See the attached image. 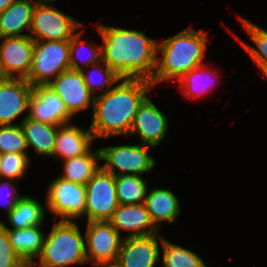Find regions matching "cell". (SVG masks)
<instances>
[{
  "label": "cell",
  "mask_w": 267,
  "mask_h": 267,
  "mask_svg": "<svg viewBox=\"0 0 267 267\" xmlns=\"http://www.w3.org/2000/svg\"><path fill=\"white\" fill-rule=\"evenodd\" d=\"M109 222L121 234L129 232L126 236H146L159 233V229L151 221L149 213L141 204H119L113 212Z\"/></svg>",
  "instance_id": "obj_17"
},
{
  "label": "cell",
  "mask_w": 267,
  "mask_h": 267,
  "mask_svg": "<svg viewBox=\"0 0 267 267\" xmlns=\"http://www.w3.org/2000/svg\"><path fill=\"white\" fill-rule=\"evenodd\" d=\"M47 85L58 94L73 117L90 105L94 107L95 96L86 86L80 70L67 69Z\"/></svg>",
  "instance_id": "obj_12"
},
{
  "label": "cell",
  "mask_w": 267,
  "mask_h": 267,
  "mask_svg": "<svg viewBox=\"0 0 267 267\" xmlns=\"http://www.w3.org/2000/svg\"><path fill=\"white\" fill-rule=\"evenodd\" d=\"M148 191L144 205L154 225L160 230L162 221L170 224L177 222L181 209L179 198L174 192L170 188H153Z\"/></svg>",
  "instance_id": "obj_20"
},
{
  "label": "cell",
  "mask_w": 267,
  "mask_h": 267,
  "mask_svg": "<svg viewBox=\"0 0 267 267\" xmlns=\"http://www.w3.org/2000/svg\"><path fill=\"white\" fill-rule=\"evenodd\" d=\"M82 33V31L75 33L70 40V69L73 70H82L85 67L97 64L102 61V45L97 46L93 42L90 43L86 40L81 41L80 37ZM85 50L89 52L84 54ZM80 61L81 63H79Z\"/></svg>",
  "instance_id": "obj_27"
},
{
  "label": "cell",
  "mask_w": 267,
  "mask_h": 267,
  "mask_svg": "<svg viewBox=\"0 0 267 267\" xmlns=\"http://www.w3.org/2000/svg\"><path fill=\"white\" fill-rule=\"evenodd\" d=\"M37 265H38V267H48V266H45V265L40 264L37 261L35 262V260H24L21 263L20 267H35Z\"/></svg>",
  "instance_id": "obj_35"
},
{
  "label": "cell",
  "mask_w": 267,
  "mask_h": 267,
  "mask_svg": "<svg viewBox=\"0 0 267 267\" xmlns=\"http://www.w3.org/2000/svg\"><path fill=\"white\" fill-rule=\"evenodd\" d=\"M80 71L86 86L94 96H96L98 89L102 92V94L106 93L121 79V77L115 73L103 60L97 64L85 67ZM95 76H97L99 79L95 78ZM105 87L106 89H104Z\"/></svg>",
  "instance_id": "obj_29"
},
{
  "label": "cell",
  "mask_w": 267,
  "mask_h": 267,
  "mask_svg": "<svg viewBox=\"0 0 267 267\" xmlns=\"http://www.w3.org/2000/svg\"><path fill=\"white\" fill-rule=\"evenodd\" d=\"M258 69L263 74V76H265V78L267 79V65L266 66H259Z\"/></svg>",
  "instance_id": "obj_38"
},
{
  "label": "cell",
  "mask_w": 267,
  "mask_h": 267,
  "mask_svg": "<svg viewBox=\"0 0 267 267\" xmlns=\"http://www.w3.org/2000/svg\"><path fill=\"white\" fill-rule=\"evenodd\" d=\"M0 40V67L4 76L26 79L32 66L35 40L29 35L3 37Z\"/></svg>",
  "instance_id": "obj_11"
},
{
  "label": "cell",
  "mask_w": 267,
  "mask_h": 267,
  "mask_svg": "<svg viewBox=\"0 0 267 267\" xmlns=\"http://www.w3.org/2000/svg\"><path fill=\"white\" fill-rule=\"evenodd\" d=\"M45 209L37 199L23 195L16 203V206L7 214L10 224L5 229H24L32 226L43 225L46 213Z\"/></svg>",
  "instance_id": "obj_24"
},
{
  "label": "cell",
  "mask_w": 267,
  "mask_h": 267,
  "mask_svg": "<svg viewBox=\"0 0 267 267\" xmlns=\"http://www.w3.org/2000/svg\"><path fill=\"white\" fill-rule=\"evenodd\" d=\"M116 194L119 204H141L148 193L147 181L140 175L115 176Z\"/></svg>",
  "instance_id": "obj_28"
},
{
  "label": "cell",
  "mask_w": 267,
  "mask_h": 267,
  "mask_svg": "<svg viewBox=\"0 0 267 267\" xmlns=\"http://www.w3.org/2000/svg\"><path fill=\"white\" fill-rule=\"evenodd\" d=\"M41 226L43 225L24 229H7L9 241L23 261L34 260L41 255L45 242V234Z\"/></svg>",
  "instance_id": "obj_22"
},
{
  "label": "cell",
  "mask_w": 267,
  "mask_h": 267,
  "mask_svg": "<svg viewBox=\"0 0 267 267\" xmlns=\"http://www.w3.org/2000/svg\"><path fill=\"white\" fill-rule=\"evenodd\" d=\"M38 4H50L55 2L56 0H35Z\"/></svg>",
  "instance_id": "obj_39"
},
{
  "label": "cell",
  "mask_w": 267,
  "mask_h": 267,
  "mask_svg": "<svg viewBox=\"0 0 267 267\" xmlns=\"http://www.w3.org/2000/svg\"><path fill=\"white\" fill-rule=\"evenodd\" d=\"M27 142L20 124L0 125V154H28Z\"/></svg>",
  "instance_id": "obj_31"
},
{
  "label": "cell",
  "mask_w": 267,
  "mask_h": 267,
  "mask_svg": "<svg viewBox=\"0 0 267 267\" xmlns=\"http://www.w3.org/2000/svg\"><path fill=\"white\" fill-rule=\"evenodd\" d=\"M168 125L167 117L147 97L134 116L129 134L138 135L141 144L157 147L165 138Z\"/></svg>",
  "instance_id": "obj_16"
},
{
  "label": "cell",
  "mask_w": 267,
  "mask_h": 267,
  "mask_svg": "<svg viewBox=\"0 0 267 267\" xmlns=\"http://www.w3.org/2000/svg\"><path fill=\"white\" fill-rule=\"evenodd\" d=\"M238 18L256 47H253L249 43L241 40V38L236 34H234L233 36H235L236 40H238L240 44H242L243 48L250 55V58L257 65V67L266 66L267 31L244 17L239 16Z\"/></svg>",
  "instance_id": "obj_26"
},
{
  "label": "cell",
  "mask_w": 267,
  "mask_h": 267,
  "mask_svg": "<svg viewBox=\"0 0 267 267\" xmlns=\"http://www.w3.org/2000/svg\"><path fill=\"white\" fill-rule=\"evenodd\" d=\"M208 65L203 64L180 77L177 82L180 92L184 93L187 98L197 99L202 95H206L213 89V84L218 79V72L210 70ZM214 81V82H213Z\"/></svg>",
  "instance_id": "obj_25"
},
{
  "label": "cell",
  "mask_w": 267,
  "mask_h": 267,
  "mask_svg": "<svg viewBox=\"0 0 267 267\" xmlns=\"http://www.w3.org/2000/svg\"><path fill=\"white\" fill-rule=\"evenodd\" d=\"M70 40L35 41L31 70L26 80L34 87L47 85L70 69Z\"/></svg>",
  "instance_id": "obj_5"
},
{
  "label": "cell",
  "mask_w": 267,
  "mask_h": 267,
  "mask_svg": "<svg viewBox=\"0 0 267 267\" xmlns=\"http://www.w3.org/2000/svg\"><path fill=\"white\" fill-rule=\"evenodd\" d=\"M15 180H6L0 178V204L4 205L6 208V214H8L15 206L17 201L23 196L19 194V192L16 190V186L18 185V182L15 183ZM15 183V184H13ZM4 189L7 190L6 194H4ZM6 196V200L5 197ZM4 198V199H3ZM5 200V201H4ZM5 202V203H4Z\"/></svg>",
  "instance_id": "obj_34"
},
{
  "label": "cell",
  "mask_w": 267,
  "mask_h": 267,
  "mask_svg": "<svg viewBox=\"0 0 267 267\" xmlns=\"http://www.w3.org/2000/svg\"><path fill=\"white\" fill-rule=\"evenodd\" d=\"M27 147L34 149L40 156L53 157L58 126L23 117L20 123Z\"/></svg>",
  "instance_id": "obj_21"
},
{
  "label": "cell",
  "mask_w": 267,
  "mask_h": 267,
  "mask_svg": "<svg viewBox=\"0 0 267 267\" xmlns=\"http://www.w3.org/2000/svg\"><path fill=\"white\" fill-rule=\"evenodd\" d=\"M35 0H15L0 13V38L26 36L23 31H29L32 24Z\"/></svg>",
  "instance_id": "obj_19"
},
{
  "label": "cell",
  "mask_w": 267,
  "mask_h": 267,
  "mask_svg": "<svg viewBox=\"0 0 267 267\" xmlns=\"http://www.w3.org/2000/svg\"><path fill=\"white\" fill-rule=\"evenodd\" d=\"M45 207L60 220L75 221L84 217L86 189L85 185L55 178L46 190Z\"/></svg>",
  "instance_id": "obj_8"
},
{
  "label": "cell",
  "mask_w": 267,
  "mask_h": 267,
  "mask_svg": "<svg viewBox=\"0 0 267 267\" xmlns=\"http://www.w3.org/2000/svg\"><path fill=\"white\" fill-rule=\"evenodd\" d=\"M91 129H83L71 123L58 126L53 157L62 161L86 154L94 141Z\"/></svg>",
  "instance_id": "obj_18"
},
{
  "label": "cell",
  "mask_w": 267,
  "mask_h": 267,
  "mask_svg": "<svg viewBox=\"0 0 267 267\" xmlns=\"http://www.w3.org/2000/svg\"><path fill=\"white\" fill-rule=\"evenodd\" d=\"M154 87L145 79L121 78L109 91L96 95L91 129L94 139L129 135L134 116Z\"/></svg>",
  "instance_id": "obj_2"
},
{
  "label": "cell",
  "mask_w": 267,
  "mask_h": 267,
  "mask_svg": "<svg viewBox=\"0 0 267 267\" xmlns=\"http://www.w3.org/2000/svg\"><path fill=\"white\" fill-rule=\"evenodd\" d=\"M148 148H153L149 145H119L100 147L101 168L117 175H140L150 172L156 161L149 153ZM118 170V172H117Z\"/></svg>",
  "instance_id": "obj_6"
},
{
  "label": "cell",
  "mask_w": 267,
  "mask_h": 267,
  "mask_svg": "<svg viewBox=\"0 0 267 267\" xmlns=\"http://www.w3.org/2000/svg\"><path fill=\"white\" fill-rule=\"evenodd\" d=\"M85 235L88 263H115L124 238L109 221L87 222Z\"/></svg>",
  "instance_id": "obj_10"
},
{
  "label": "cell",
  "mask_w": 267,
  "mask_h": 267,
  "mask_svg": "<svg viewBox=\"0 0 267 267\" xmlns=\"http://www.w3.org/2000/svg\"><path fill=\"white\" fill-rule=\"evenodd\" d=\"M84 24L50 4H36L30 37L35 41H66Z\"/></svg>",
  "instance_id": "obj_7"
},
{
  "label": "cell",
  "mask_w": 267,
  "mask_h": 267,
  "mask_svg": "<svg viewBox=\"0 0 267 267\" xmlns=\"http://www.w3.org/2000/svg\"><path fill=\"white\" fill-rule=\"evenodd\" d=\"M31 160L28 154L4 153L1 154L0 178L16 180L22 178L30 166Z\"/></svg>",
  "instance_id": "obj_32"
},
{
  "label": "cell",
  "mask_w": 267,
  "mask_h": 267,
  "mask_svg": "<svg viewBox=\"0 0 267 267\" xmlns=\"http://www.w3.org/2000/svg\"><path fill=\"white\" fill-rule=\"evenodd\" d=\"M22 262L9 241L4 223L0 221V267H20Z\"/></svg>",
  "instance_id": "obj_33"
},
{
  "label": "cell",
  "mask_w": 267,
  "mask_h": 267,
  "mask_svg": "<svg viewBox=\"0 0 267 267\" xmlns=\"http://www.w3.org/2000/svg\"><path fill=\"white\" fill-rule=\"evenodd\" d=\"M32 92L33 86L26 79L0 81V125H13V121L28 112Z\"/></svg>",
  "instance_id": "obj_15"
},
{
  "label": "cell",
  "mask_w": 267,
  "mask_h": 267,
  "mask_svg": "<svg viewBox=\"0 0 267 267\" xmlns=\"http://www.w3.org/2000/svg\"><path fill=\"white\" fill-rule=\"evenodd\" d=\"M93 267H117L115 263L93 264Z\"/></svg>",
  "instance_id": "obj_37"
},
{
  "label": "cell",
  "mask_w": 267,
  "mask_h": 267,
  "mask_svg": "<svg viewBox=\"0 0 267 267\" xmlns=\"http://www.w3.org/2000/svg\"><path fill=\"white\" fill-rule=\"evenodd\" d=\"M159 234L146 236H125L115 264L117 267H155L161 258Z\"/></svg>",
  "instance_id": "obj_14"
},
{
  "label": "cell",
  "mask_w": 267,
  "mask_h": 267,
  "mask_svg": "<svg viewBox=\"0 0 267 267\" xmlns=\"http://www.w3.org/2000/svg\"><path fill=\"white\" fill-rule=\"evenodd\" d=\"M92 150L90 149L81 156L65 159L63 161V173L59 177L86 185L101 168V165L98 164L101 161L100 150L98 149L95 152Z\"/></svg>",
  "instance_id": "obj_23"
},
{
  "label": "cell",
  "mask_w": 267,
  "mask_h": 267,
  "mask_svg": "<svg viewBox=\"0 0 267 267\" xmlns=\"http://www.w3.org/2000/svg\"><path fill=\"white\" fill-rule=\"evenodd\" d=\"M102 38V60L121 78L151 81L156 66L157 41L143 32L96 25Z\"/></svg>",
  "instance_id": "obj_1"
},
{
  "label": "cell",
  "mask_w": 267,
  "mask_h": 267,
  "mask_svg": "<svg viewBox=\"0 0 267 267\" xmlns=\"http://www.w3.org/2000/svg\"><path fill=\"white\" fill-rule=\"evenodd\" d=\"M84 217L90 221H109L119 203L115 176L102 168L85 185Z\"/></svg>",
  "instance_id": "obj_9"
},
{
  "label": "cell",
  "mask_w": 267,
  "mask_h": 267,
  "mask_svg": "<svg viewBox=\"0 0 267 267\" xmlns=\"http://www.w3.org/2000/svg\"><path fill=\"white\" fill-rule=\"evenodd\" d=\"M39 263L48 267H70L87 261L85 235L74 221L59 220L45 236Z\"/></svg>",
  "instance_id": "obj_4"
},
{
  "label": "cell",
  "mask_w": 267,
  "mask_h": 267,
  "mask_svg": "<svg viewBox=\"0 0 267 267\" xmlns=\"http://www.w3.org/2000/svg\"><path fill=\"white\" fill-rule=\"evenodd\" d=\"M15 0H0V13L3 12Z\"/></svg>",
  "instance_id": "obj_36"
},
{
  "label": "cell",
  "mask_w": 267,
  "mask_h": 267,
  "mask_svg": "<svg viewBox=\"0 0 267 267\" xmlns=\"http://www.w3.org/2000/svg\"><path fill=\"white\" fill-rule=\"evenodd\" d=\"M27 117L56 126L71 123L74 118L58 94L48 85L33 87Z\"/></svg>",
  "instance_id": "obj_13"
},
{
  "label": "cell",
  "mask_w": 267,
  "mask_h": 267,
  "mask_svg": "<svg viewBox=\"0 0 267 267\" xmlns=\"http://www.w3.org/2000/svg\"><path fill=\"white\" fill-rule=\"evenodd\" d=\"M163 267H208L199 255L161 237Z\"/></svg>",
  "instance_id": "obj_30"
},
{
  "label": "cell",
  "mask_w": 267,
  "mask_h": 267,
  "mask_svg": "<svg viewBox=\"0 0 267 267\" xmlns=\"http://www.w3.org/2000/svg\"><path fill=\"white\" fill-rule=\"evenodd\" d=\"M207 34L202 29L195 31V28L188 27L161 43L157 42L156 66L151 78L154 87L161 81H177L186 72L206 64ZM159 53H162L161 58Z\"/></svg>",
  "instance_id": "obj_3"
},
{
  "label": "cell",
  "mask_w": 267,
  "mask_h": 267,
  "mask_svg": "<svg viewBox=\"0 0 267 267\" xmlns=\"http://www.w3.org/2000/svg\"><path fill=\"white\" fill-rule=\"evenodd\" d=\"M6 77L4 76L1 67H0V81H3Z\"/></svg>",
  "instance_id": "obj_40"
}]
</instances>
